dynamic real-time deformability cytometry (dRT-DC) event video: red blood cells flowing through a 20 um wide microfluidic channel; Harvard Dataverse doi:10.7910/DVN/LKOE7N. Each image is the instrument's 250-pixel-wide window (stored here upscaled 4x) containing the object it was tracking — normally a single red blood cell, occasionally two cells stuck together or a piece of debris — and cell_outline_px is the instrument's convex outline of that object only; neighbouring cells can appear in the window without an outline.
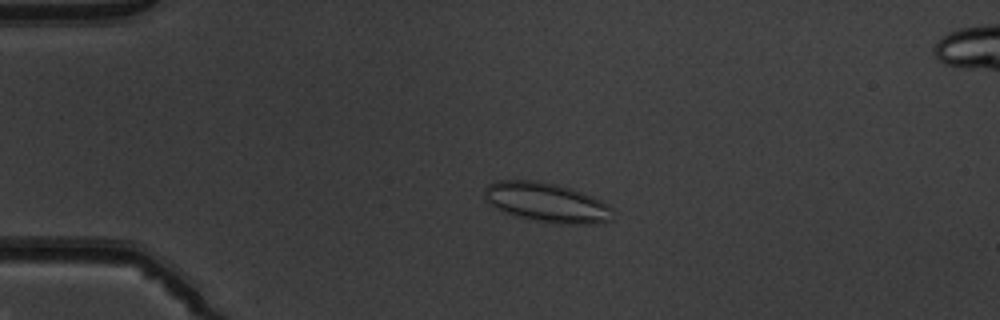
{"species": "common noctule bat (a hibernating species)", "species_latin": "Nyctalus noctula", "temperature_condition": "warm", "stored_images_in_passage": 47, "camera_frame_rate_fps": 3000, "um_per_image_px": 0.085, "animal": {"sex": "male", "body_mass_g": 19.5, "forearm_length_mm": 54.6}, "frame": {"image": 1, "passage_image": 8, "time_ms": 2.333, "image_size_px": [1000, 320], "cell_outline_px": [[612, 208], [608, 220], [596, 224], [556, 224], [528, 220], [504, 212], [496, 208], [484, 200], [484, 188], [488, 184], [500, 180], [540, 180], [556, 184], [592, 196], [608, 204]], "centroid_in_image_um": [46.4, 17.21], "position_along_channel_um": 38.6, "area_um2": 29.65}}
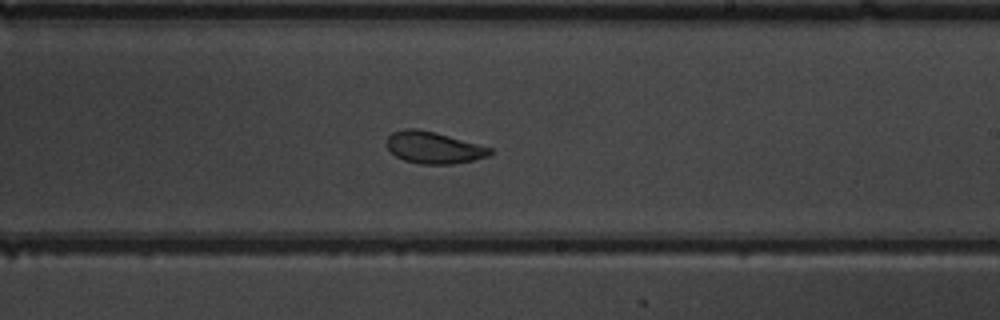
{"frame": {"image": 2, "passage_image": 27, "time_ms": 8.667, "image_size_px": [1000, 320], "cell_outline_px": [[492, 152], [488, 156], [472, 160], [452, 164], [420, 164], [404, 160], [396, 156], [388, 148], [388, 136], [392, 132], [404, 128], [416, 128], [436, 132], [492, 148]], "centroid_in_image_um": [36.85, 12.54], "position_along_channel_um": 252.1, "area_um2": 19.02}}
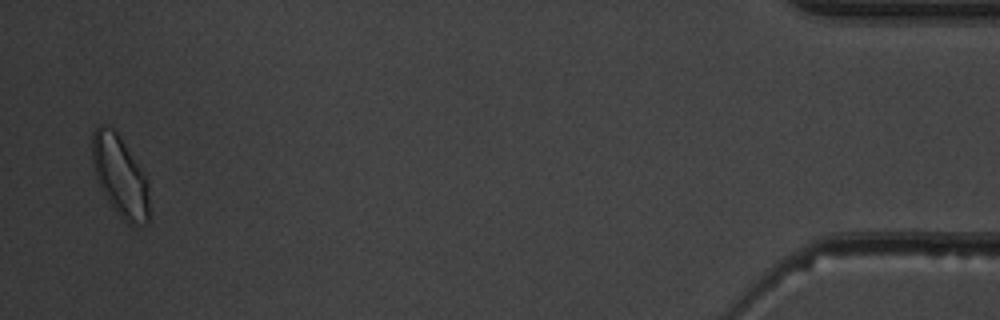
{"frame": {"image": 3, "passage_image": 46, "time_ms": 15.0, "image_size_px": [1000, 320], "cell_outline_px": [[148, 224], [128, 224], [120, 216], [108, 200], [96, 176], [92, 160], [92, 132], [100, 124], [104, 124], [112, 128], [120, 136], [148, 180]], "centroid_in_image_um": [10.2, 14.94], "position_along_channel_um": 425.0, "area_um2": 26.41}, "authors_computed_cell_mechanics": {"area_um2": 20.4612, "velocity_mm_per_s": 3.9778, "shape_relaxation_time_tau1_ms": 4.9503, "shape_relaxation_time_tau2_ms": 1.4154, "deformation_change_tau1": 0.1057, "deformation_change_tau2": 0.0642}}